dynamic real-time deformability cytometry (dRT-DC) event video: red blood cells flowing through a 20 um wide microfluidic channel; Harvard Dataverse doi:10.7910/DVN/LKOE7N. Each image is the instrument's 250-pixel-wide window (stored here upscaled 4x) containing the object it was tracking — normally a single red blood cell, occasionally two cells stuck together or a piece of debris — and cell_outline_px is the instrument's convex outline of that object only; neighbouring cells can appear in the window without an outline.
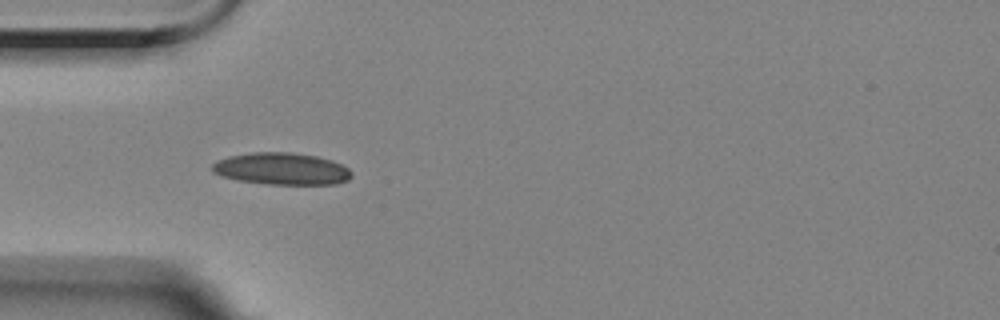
{"species": "Egyptian fruit bat (a non-hibernating species)", "species_latin": "Rousettus aegyptiacus", "temperature_condition": "room temperature", "stored_images_in_passage": 46, "camera_frame_rate_fps": 3000, "um_per_image_px": 0.085, "animal": {"sex": "female"}, "frame": {"image": 1, "passage_image": 6, "time_ms": 1.667, "image_size_px": [1000, 320], "cell_outline_px": [[352, 176], [348, 180], [336, 184], [268, 184], [236, 180], [220, 176], [212, 172], [212, 164], [216, 160], [228, 156], [252, 152], [292, 152], [316, 156], [332, 160], [348, 168], [352, 172]], "centroid_in_image_um": [23.91, 14.34], "position_along_channel_um": 61.1, "area_um2": 26.18}}
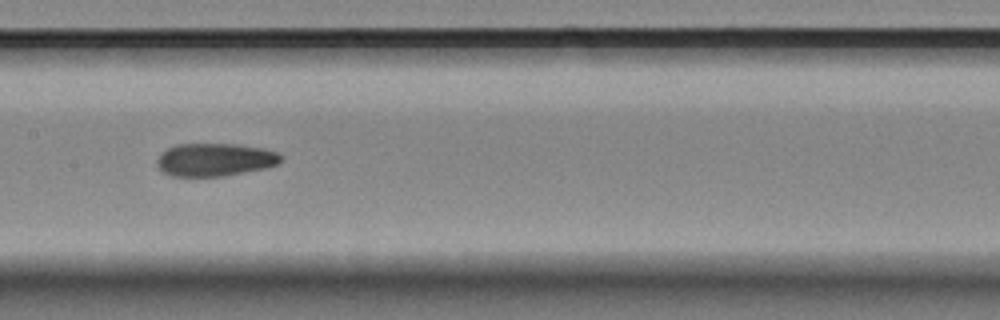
{"frame": {"image": 2, "passage_image": 17, "time_ms": 5.333, "image_size_px": [1000, 320], "cell_outline_px": [[284, 160], [276, 164], [264, 168], [224, 176], [172, 176], [164, 172], [156, 164], [156, 160], [160, 152], [176, 144], [236, 144], [264, 148], [276, 152]], "centroid_in_image_um": [18.24, 13.56], "position_along_channel_um": 189.2, "area_um2": 23.76}}
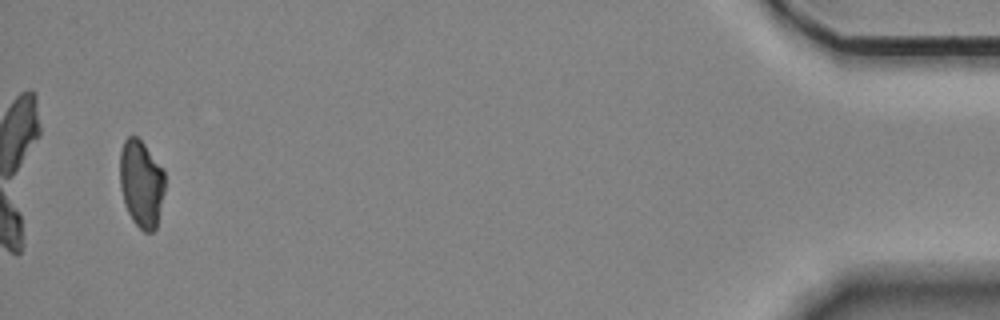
{"frame": {"image": 3, "passage_image": 44, "time_ms": 14.333, "image_size_px": [1000, 320], "cell_outline_px": [[164, 192], [156, 228], [152, 232], [144, 232], [132, 220], [124, 204], [120, 188], [120, 152], [124, 140], [128, 136], [136, 136], [144, 144], [164, 168]], "centroid_in_image_um": [12.01, 15.6], "position_along_channel_um": 423.2, "area_um2": 23.0}, "authors_computed_cell_mechanics": {"area_um2": 24.0737, "velocity_mm_per_s": 3.5034, "shape_relaxation_time_tau1_ms": null, "shape_relaxation_time_tau2_ms": 9.4299, "deformation_change_tau1": null, "deformation_change_tau2": 0.111}}